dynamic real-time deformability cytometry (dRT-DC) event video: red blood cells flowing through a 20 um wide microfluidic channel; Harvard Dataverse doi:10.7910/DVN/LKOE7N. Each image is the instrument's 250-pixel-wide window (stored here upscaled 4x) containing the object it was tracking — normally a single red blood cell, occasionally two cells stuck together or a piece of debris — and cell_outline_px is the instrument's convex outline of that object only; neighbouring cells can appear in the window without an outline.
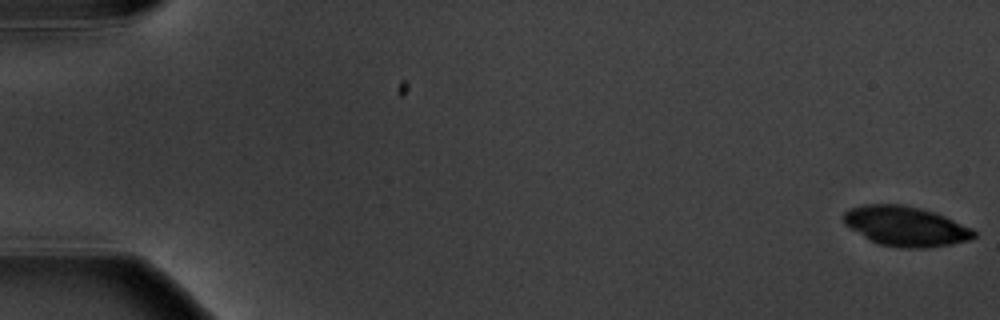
{"species": "common noctule bat (a hibernating species)", "species_latin": "Nyctalus noctula", "temperature_condition": "warm", "stored_images_in_passage": 5, "camera_frame_rate_fps": 3000, "um_per_image_px": 0.085, "animal": {"sex": "male", "body_mass_g": 20.1, "forearm_length_mm": 53.5}, "frame": {"image": 1, "passage_image": 1, "time_ms": 0.0, "image_size_px": [1000, 320], "cell_outline_px": [[976, 236], [968, 240], [952, 244], [924, 248], [900, 248], [880, 244], [872, 240], [844, 224], [844, 212], [848, 208], [864, 204], [904, 204], [936, 212], [972, 228], [976, 232]], "centroid_in_image_um": [77.0, 19.21], "position_along_channel_um": 8.0, "area_um2": 30.17}}